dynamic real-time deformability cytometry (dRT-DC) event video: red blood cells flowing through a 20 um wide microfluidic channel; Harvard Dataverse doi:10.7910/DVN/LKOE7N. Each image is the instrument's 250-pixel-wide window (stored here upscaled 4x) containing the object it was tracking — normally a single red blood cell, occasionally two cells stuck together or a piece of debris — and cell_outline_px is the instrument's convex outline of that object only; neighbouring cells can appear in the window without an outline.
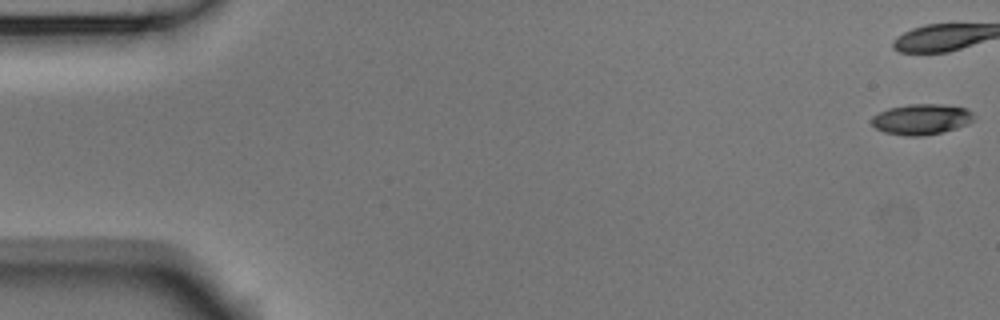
{"species": "Egyptian fruit bat (a non-hibernating species)", "species_latin": "Rousettus aegyptiacus", "temperature_condition": "room temperature", "stored_images_in_passage": 42, "camera_frame_rate_fps": 3000, "um_per_image_px": 0.085, "animal": {"sex": "male"}, "frame": {"image": 1, "passage_image": 1, "time_ms": 0.0, "image_size_px": [1000, 320], "cell_outline_px": [[976, 116], [968, 124], [956, 128], [940, 132], [920, 136], [904, 136], [884, 132], [876, 128], [868, 120], [872, 116], [888, 108], [908, 104], [944, 104], [968, 108]], "centroid_in_image_um": [78.31, 10.13], "position_along_channel_um": 6.7, "area_um2": 18.44}}